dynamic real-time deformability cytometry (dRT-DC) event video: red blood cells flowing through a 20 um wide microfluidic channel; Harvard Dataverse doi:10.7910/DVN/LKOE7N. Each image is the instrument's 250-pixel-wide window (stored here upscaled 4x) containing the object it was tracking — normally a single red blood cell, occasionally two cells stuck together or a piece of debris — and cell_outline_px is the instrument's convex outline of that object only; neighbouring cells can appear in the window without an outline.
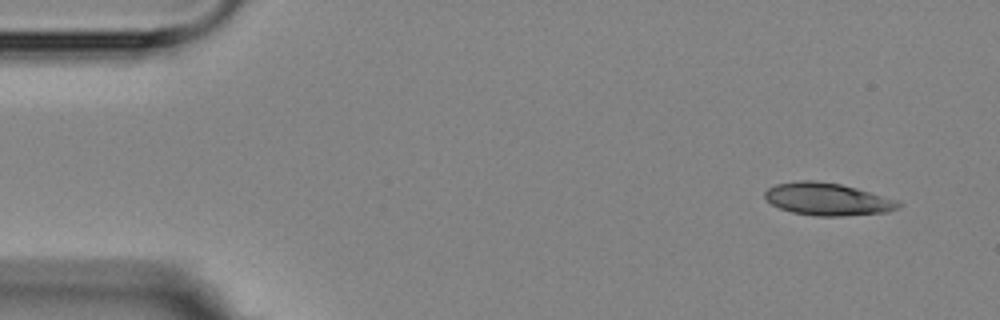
{"species": "Egyptian fruit bat (a non-hibernating species)", "species_latin": "Rousettus aegyptiacus", "temperature_condition": "room temperature", "stored_images_in_passage": 4, "camera_frame_rate_fps": 3000, "um_per_image_px": 0.085, "animal": {"sex": "female"}, "frame": {"image": 1, "passage_image": 1, "time_ms": 0.0, "image_size_px": [1000, 320], "cell_outline_px": [[904, 204], [900, 208], [888, 212], [844, 216], [816, 216], [792, 212], [780, 208], [772, 204], [764, 196], [764, 192], [768, 188], [776, 184], [800, 180], [812, 180], [840, 184], [856, 188], [896, 200]], "centroid_in_image_um": [70.35, 16.94], "position_along_channel_um": 14.6, "area_um2": 25.2}}
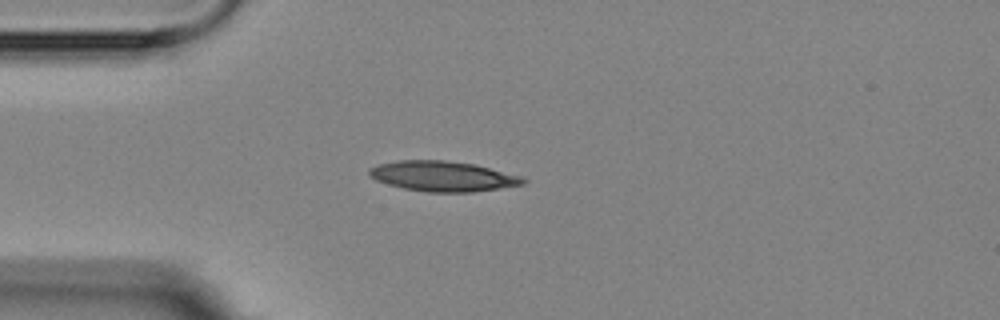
{"frame": {"image": 2, "passage_image": 4, "time_ms": 3.333, "image_size_px": [1000, 320], "cell_outline_px": [[528, 180], [524, 184], [472, 192], [428, 192], [404, 188], [388, 184], [376, 180], [368, 176], [368, 168], [380, 164], [400, 160], [444, 160], [472, 164], [524, 176]], "centroid_in_image_um": [37.64, 14.98], "position_along_channel_um": 47.4, "area_um2": 26.99}}